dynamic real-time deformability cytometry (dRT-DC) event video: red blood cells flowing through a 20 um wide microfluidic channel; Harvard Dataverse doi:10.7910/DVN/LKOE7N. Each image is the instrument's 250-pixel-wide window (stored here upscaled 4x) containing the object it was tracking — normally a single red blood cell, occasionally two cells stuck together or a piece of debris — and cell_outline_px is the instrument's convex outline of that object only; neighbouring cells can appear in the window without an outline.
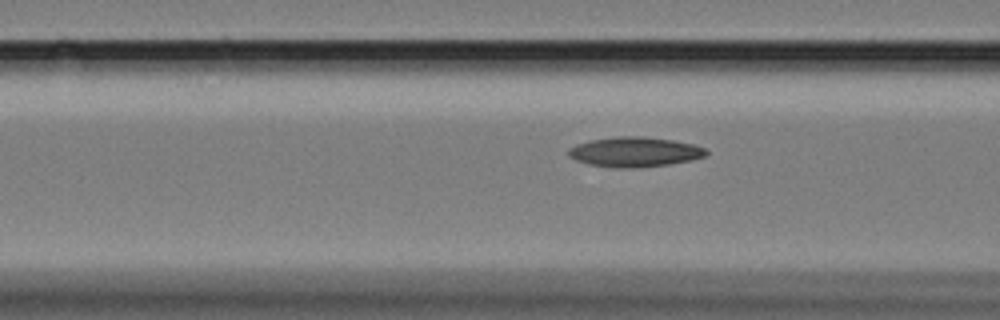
{"species": "Egyptian fruit bat (a non-hibernating species)", "species_latin": "Rousettus aegyptiacus", "temperature_condition": "cold", "stored_images_in_passage": 9, "camera_frame_rate_fps": 3000, "um_per_image_px": 0.085, "animal": {"sex": "female"}, "frame": {"image": 1, "passage_image": 7, "time_ms": 2.0, "image_size_px": [1000, 320], "cell_outline_px": [[708, 152], [704, 156], [692, 160], [668, 164], [636, 168], [616, 168], [588, 164], [576, 160], [568, 156], [568, 148], [576, 144], [588, 140], [616, 136], [644, 136], [672, 140], [696, 144], [704, 148]], "centroid_in_image_um": [53.92, 12.91], "position_along_channel_um": 112.7, "area_um2": 24.16}}